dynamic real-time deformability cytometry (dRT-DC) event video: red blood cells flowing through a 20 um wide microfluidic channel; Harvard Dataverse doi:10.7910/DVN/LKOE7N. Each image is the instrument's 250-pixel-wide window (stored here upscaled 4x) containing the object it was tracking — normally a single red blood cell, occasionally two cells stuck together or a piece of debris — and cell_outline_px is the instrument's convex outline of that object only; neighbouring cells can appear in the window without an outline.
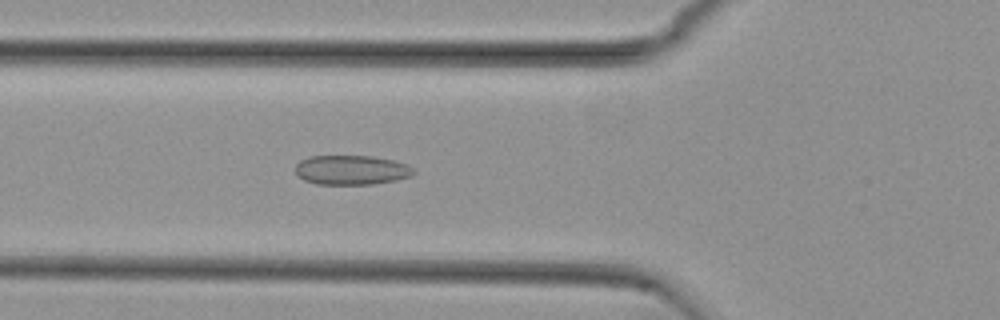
{"species": "common noctule bat (a hibernating species)", "species_latin": "Nyctalus noctula", "temperature_condition": "cold", "stored_images_in_passage": 36, "camera_frame_rate_fps": 3000, "um_per_image_px": 0.085, "animal": {"sex": "female", "body_mass_g": 29.2, "forearm_length_mm": 56.3}, "frame": {"image": 1, "passage_image": 5, "time_ms": 1.333, "image_size_px": [1000, 320], "cell_outline_px": [[416, 172], [412, 176], [396, 180], [372, 184], [316, 184], [304, 180], [296, 176], [296, 164], [300, 160], [308, 156], [372, 156], [392, 160], [408, 164]], "centroid_in_image_um": [29.86, 14.45], "position_along_channel_um": 95.9, "area_um2": 20.46}}
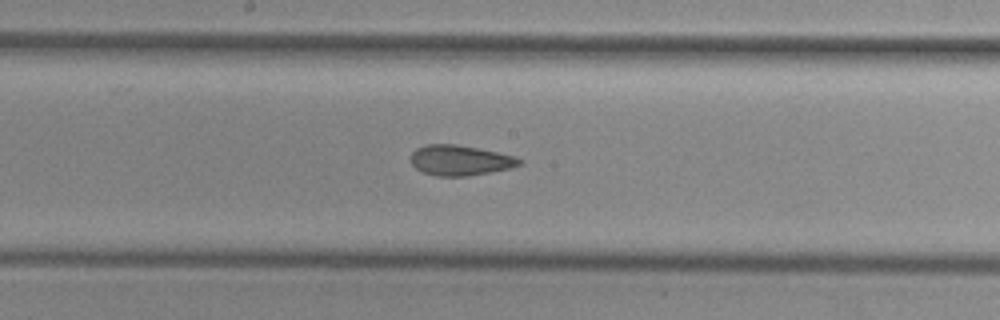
{"frame": {"image": 2, "passage_image": 14, "time_ms": 4.333, "image_size_px": [1000, 320], "cell_outline_px": [[524, 164], [512, 168], [468, 176], [436, 176], [424, 172], [416, 168], [412, 164], [412, 152], [416, 148], [424, 144], [456, 144], [516, 156], [524, 160]], "centroid_in_image_um": [39.15, 13.63], "position_along_channel_um": 209.0, "area_um2": 19.25}}
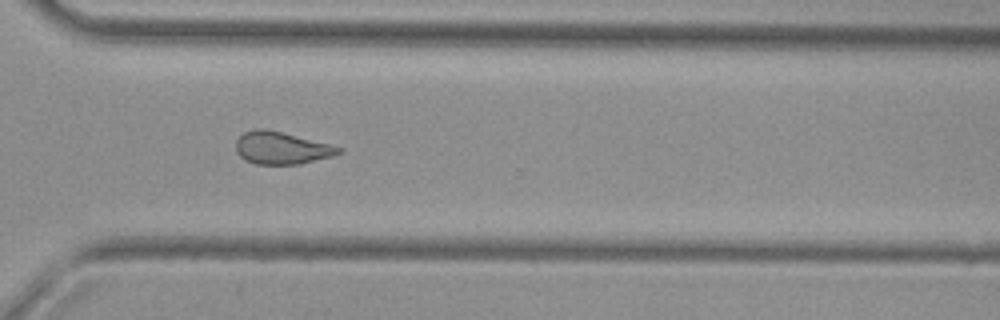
{"frame": {"image": 3, "passage_image": 25, "time_ms": 8.0, "image_size_px": [1000, 320], "cell_outline_px": [[344, 152], [332, 156], [300, 164], [256, 164], [244, 160], [236, 152], [236, 140], [244, 132], [256, 128], [264, 128], [332, 144], [340, 148]], "centroid_in_image_um": [23.92, 12.58], "position_along_channel_um": 346.7, "area_um2": 19.42}, "authors_computed_cell_mechanics": {"area_um2": 19.8832, "velocity_mm_per_s": 3.7568, "shape_relaxation_time_tau1_ms": null, "shape_relaxation_time_tau2_ms": 2.9591, "deformation_change_tau1": null, "deformation_change_tau2": 0.0857}}